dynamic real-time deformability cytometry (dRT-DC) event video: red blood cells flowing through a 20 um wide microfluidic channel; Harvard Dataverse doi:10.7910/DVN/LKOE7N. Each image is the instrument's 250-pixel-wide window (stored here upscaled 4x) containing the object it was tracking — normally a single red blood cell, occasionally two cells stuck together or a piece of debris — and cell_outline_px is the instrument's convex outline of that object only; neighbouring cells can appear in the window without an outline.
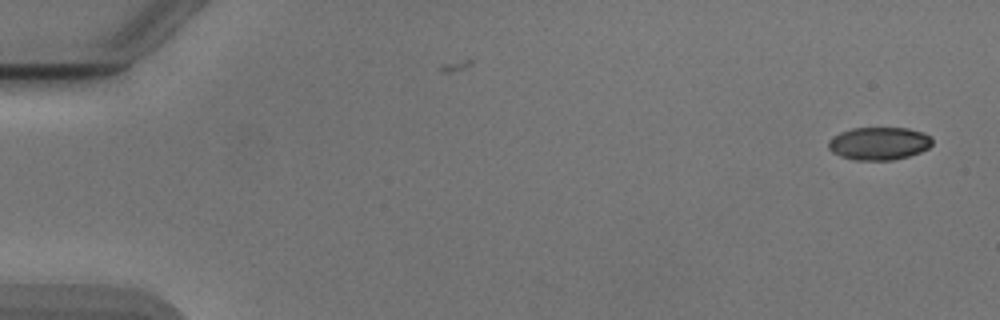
{"species": "Egyptian fruit bat (a non-hibernating species)", "species_latin": "Rousettus aegyptiacus", "temperature_condition": "cold", "stored_images_in_passage": 52, "camera_frame_rate_fps": 3000, "um_per_image_px": 0.085, "animal": {"sex": "male"}, "frame": {"image": 1, "passage_image": 1, "time_ms": 0.0, "image_size_px": [1000, 320], "cell_outline_px": [[932, 144], [928, 148], [920, 152], [908, 156], [892, 160], [856, 160], [840, 156], [832, 152], [828, 148], [828, 140], [832, 136], [840, 132], [852, 128], [908, 128], [924, 132], [932, 136]], "centroid_in_image_um": [74.71, 12.18], "position_along_channel_um": 10.3, "area_um2": 20.06}}
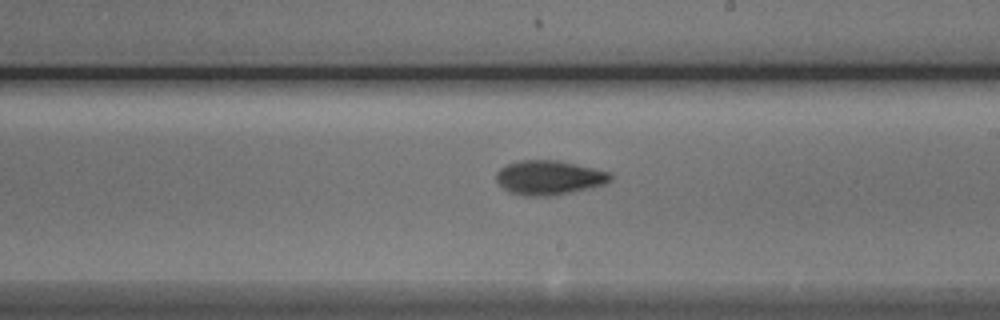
{"frame": {"image": 2, "passage_image": 30, "time_ms": 9.667, "image_size_px": [1000, 320], "cell_outline_px": [[612, 180], [604, 184], [592, 188], [572, 192], [548, 196], [524, 196], [512, 192], [504, 188], [496, 180], [496, 172], [500, 168], [508, 164], [520, 160], [560, 160], [608, 172], [612, 176]], "centroid_in_image_um": [46.67, 15.09], "position_along_channel_um": 242.3, "area_um2": 22.77}}
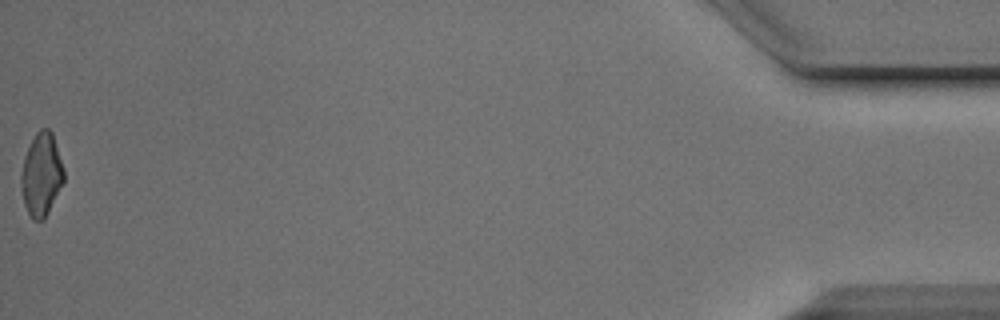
{"frame": {"image": 3, "passage_image": 52, "time_ms": 17.0, "image_size_px": [1000, 320], "cell_outline_px": [[64, 180], [44, 220], [32, 220], [24, 204], [20, 180], [20, 172], [24, 156], [36, 132], [40, 128], [48, 128], [52, 132], [64, 168]], "centroid_in_image_um": [3.51, 14.82], "position_along_channel_um": 431.7, "area_um2": 20.63}, "authors_computed_cell_mechanics": {"area_um2": 21.2993, "velocity_mm_per_s": 3.8943, "shape_relaxation_time_tau1_ms": 3.855, "shape_relaxation_time_tau2_ms": 5.9503, "deformation_change_tau1": 0.1393, "deformation_change_tau2": 0.1303}}